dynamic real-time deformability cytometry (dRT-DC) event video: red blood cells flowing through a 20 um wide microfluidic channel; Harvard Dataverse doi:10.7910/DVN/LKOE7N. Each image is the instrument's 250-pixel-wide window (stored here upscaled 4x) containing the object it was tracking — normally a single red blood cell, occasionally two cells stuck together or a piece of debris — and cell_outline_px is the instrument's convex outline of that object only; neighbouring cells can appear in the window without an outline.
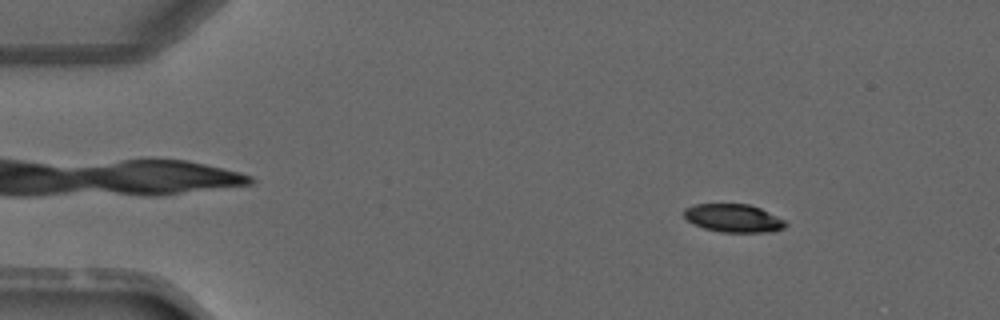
{"species": "common noctule bat (a hibernating species)", "species_latin": "Nyctalus noctula", "temperature_condition": "warm", "stored_images_in_passage": 3, "camera_frame_rate_fps": 3000, "um_per_image_px": 0.085, "animal": {"sex": "male", "forearm_length_mm": 52.5}, "frame": {"image": 1, "passage_image": 1, "time_ms": 0.0, "image_size_px": [1000, 320], "cell_outline_px": [[788, 224], [784, 228], [772, 232], [720, 232], [704, 228], [692, 224], [684, 216], [684, 208], [696, 204], [748, 204], [760, 208], [784, 220]], "centroid_in_image_um": [62.33, 18.55], "position_along_channel_um": 22.7, "area_um2": 16.65}}
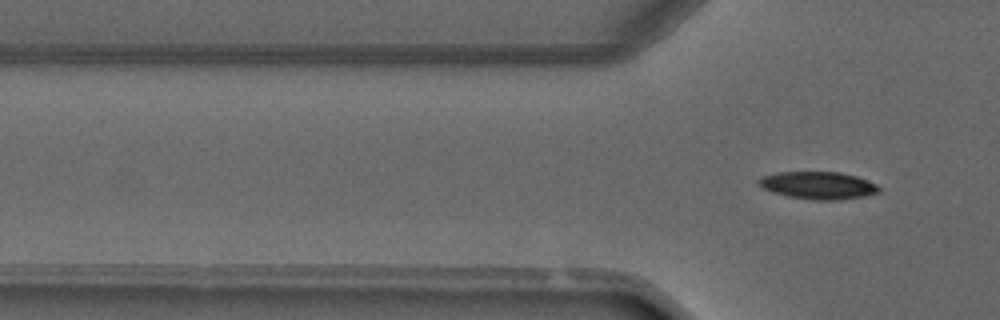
{"frame": {"image": 2, "passage_image": 3, "time_ms": 2.333, "image_size_px": [1000, 320], "cell_outline_px": [[880, 192], [864, 196], [840, 200], [812, 200], [788, 196], [772, 192], [764, 188], [756, 180], [760, 176], [776, 172], [840, 172], [856, 176], [876, 184], [880, 188]], "centroid_in_image_um": [69.53, 15.75], "position_along_channel_um": 56.3, "area_um2": 19.31}}